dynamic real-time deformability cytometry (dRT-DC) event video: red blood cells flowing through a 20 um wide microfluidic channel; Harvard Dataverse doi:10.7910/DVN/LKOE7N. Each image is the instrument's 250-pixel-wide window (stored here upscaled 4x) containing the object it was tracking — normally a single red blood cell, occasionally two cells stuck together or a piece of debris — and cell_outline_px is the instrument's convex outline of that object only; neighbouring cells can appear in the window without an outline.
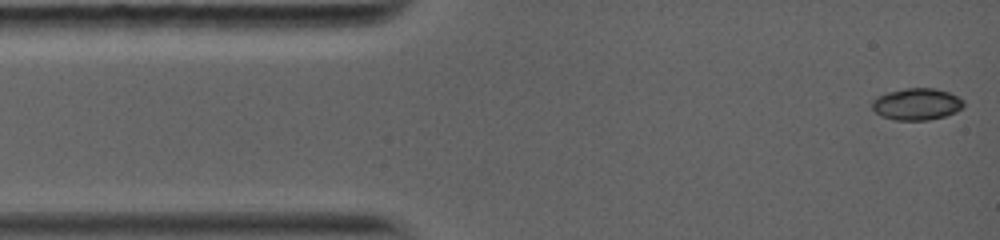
{"species": "common noctule bat (a hibernating species)", "species_latin": "Nyctalus noctula", "temperature_condition": "warm", "stored_images_in_passage": 4, "camera_frame_rate_fps": 5000, "um_per_image_px": 0.085, "animal": {"sex": "female", "body_mass_g": 19.0, "forearm_length_mm": 56.7}, "frame": {"image": 1, "passage_image": 1, "time_ms": 0.0, "image_size_px": [1000, 240], "cell_outline_px": [[964, 108], [956, 112], [944, 116], [928, 120], [896, 120], [880, 116], [872, 108], [872, 100], [876, 96], [888, 92], [904, 88], [932, 88], [948, 92], [964, 100]], "centroid_in_image_um": [77.91, 8.85], "position_along_channel_um": 7.1, "area_um2": 17.05}}
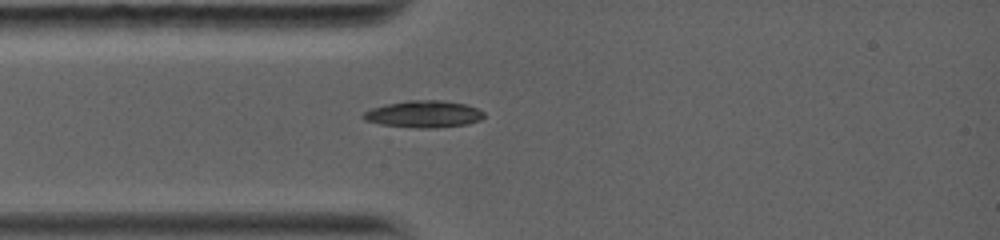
{"frame": {"image": 2, "passage_image": 4, "time_ms": 2.8, "image_size_px": [1000, 240], "cell_outline_px": [[484, 116], [480, 120], [468, 124], [436, 128], [420, 128], [380, 124], [364, 120], [360, 116], [364, 112], [372, 108], [384, 104], [408, 100], [440, 100], [464, 104], [476, 108], [484, 112]], "centroid_in_image_um": [35.99, 9.7], "position_along_channel_um": 49.0, "area_um2": 18.96}}